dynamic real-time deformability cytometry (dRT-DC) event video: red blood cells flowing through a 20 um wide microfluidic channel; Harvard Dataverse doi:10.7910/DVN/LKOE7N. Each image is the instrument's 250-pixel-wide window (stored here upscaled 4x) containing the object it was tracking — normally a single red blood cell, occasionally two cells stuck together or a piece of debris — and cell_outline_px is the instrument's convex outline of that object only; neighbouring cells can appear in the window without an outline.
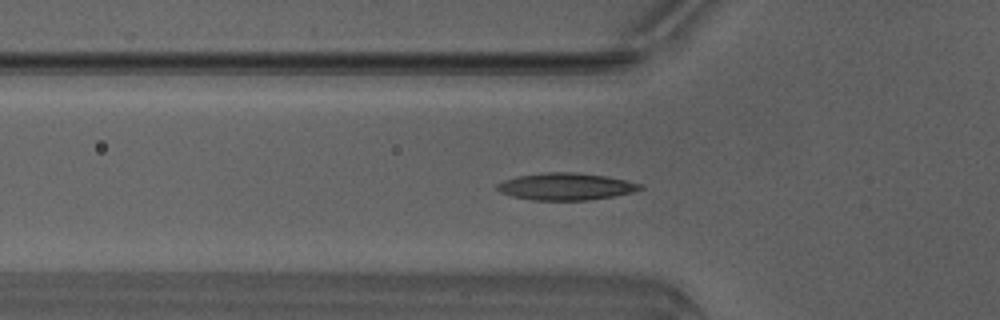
{"species": "Egyptian fruit bat (a non-hibernating species)", "species_latin": "Rousettus aegyptiacus", "temperature_condition": "warm", "stored_images_in_passage": 35, "camera_frame_rate_fps": 3000, "um_per_image_px": 0.085, "animal": {"sex": "male"}, "frame": {"image": 1, "passage_image": 2, "time_ms": 0.333, "image_size_px": [1000, 320], "cell_outline_px": [[644, 188], [632, 192], [612, 196], [588, 200], [532, 200], [512, 196], [500, 192], [496, 188], [496, 184], [504, 180], [516, 176], [548, 172], [572, 172], [604, 176], [624, 180], [640, 184]], "centroid_in_image_um": [48.04, 15.85], "position_along_channel_um": 77.8, "area_um2": 22.31}}
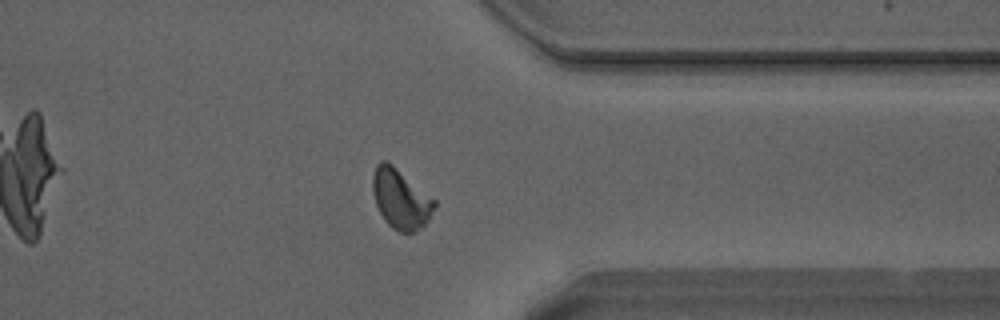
{"frame": {"image": 2, "passage_image": 24, "time_ms": 7.667, "image_size_px": [1000, 320], "cell_outline_px": [[436, 204], [428, 220], [416, 232], [400, 232], [392, 228], [384, 220], [376, 204], [372, 188], [372, 176], [376, 164], [380, 160], [388, 160], [436, 200]], "centroid_in_image_um": [34.04, 16.88], "position_along_channel_um": 377.4, "area_um2": 21.56}}
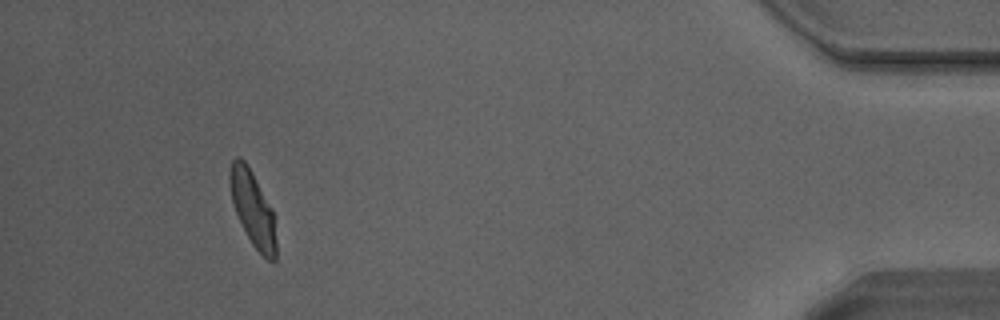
{"frame": {"image": 3, "passage_image": 31, "time_ms": 10.0, "image_size_px": [1000, 320], "cell_outline_px": [[276, 260], [268, 260], [252, 244], [236, 212], [232, 200], [228, 180], [228, 172], [232, 160], [236, 156], [240, 156], [248, 164], [272, 208], [276, 240]], "centroid_in_image_um": [21.47, 17.66], "position_along_channel_um": 413.7, "area_um2": 20.11}, "authors_computed_cell_mechanics": {"area_um2": 20.808, "velocity_mm_per_s": 4.1579, "shape_relaxation_time_tau1_ms": 3.1913, "shape_relaxation_time_tau2_ms": 0.9151, "deformation_change_tau1": 0.1542, "deformation_change_tau2": 0.0635}}